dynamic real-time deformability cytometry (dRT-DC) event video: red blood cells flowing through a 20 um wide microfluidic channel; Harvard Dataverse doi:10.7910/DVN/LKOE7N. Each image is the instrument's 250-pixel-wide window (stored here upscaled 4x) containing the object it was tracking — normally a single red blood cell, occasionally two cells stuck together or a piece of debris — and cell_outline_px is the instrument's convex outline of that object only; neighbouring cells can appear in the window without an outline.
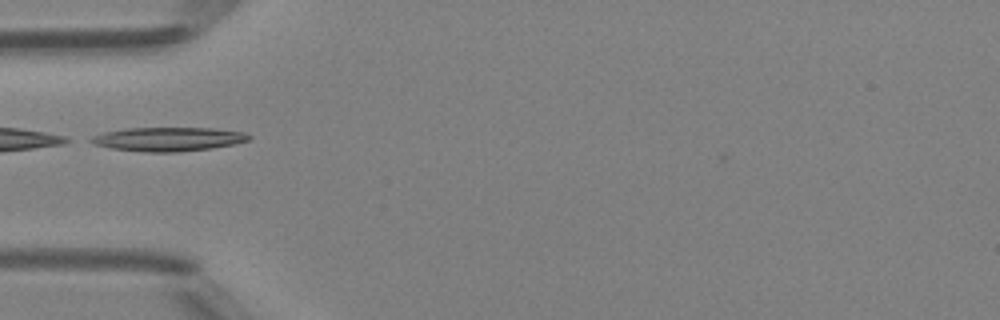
{"species": "Egyptian fruit bat (a non-hibernating species)", "species_latin": "Rousettus aegyptiacus", "temperature_condition": "room temperature", "stored_images_in_passage": 33, "camera_frame_rate_fps": 3000, "um_per_image_px": 0.085, "animal": {"sex": "female"}, "frame": {"image": 1, "passage_image": 1, "time_ms": 0.0, "image_size_px": [1000, 320], "cell_outline_px": [[252, 136], [248, 140], [232, 144], [212, 148], [180, 152], [148, 152], [112, 148], [92, 144], [84, 140], [92, 136], [104, 132], [128, 128], [212, 128], [244, 132]], "centroid_in_image_um": [14.25, 11.82], "position_along_channel_um": 70.8, "area_um2": 22.02}}